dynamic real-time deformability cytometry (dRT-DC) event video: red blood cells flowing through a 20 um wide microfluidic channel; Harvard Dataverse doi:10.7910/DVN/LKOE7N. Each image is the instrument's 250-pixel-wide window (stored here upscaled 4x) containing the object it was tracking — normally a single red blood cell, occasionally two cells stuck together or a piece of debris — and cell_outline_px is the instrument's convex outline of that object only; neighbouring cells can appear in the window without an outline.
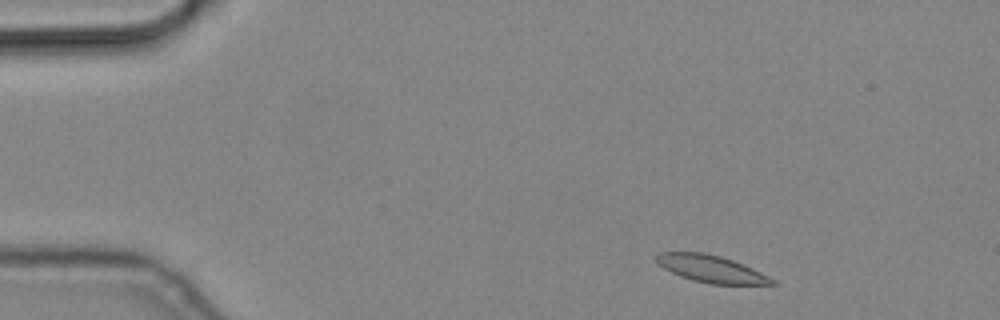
{"species": "common noctule bat (a hibernating species)", "species_latin": "Nyctalus noctula", "temperature_condition": "cold", "stored_images_in_passage": 3, "camera_frame_rate_fps": 3000, "um_per_image_px": 0.085, "animal": {"sex": "male", "body_mass_g": 19.2, "forearm_length_mm": 51.8}, "frame": {"image": 1, "passage_image": 1, "time_ms": 0.0, "image_size_px": [1000, 320], "cell_outline_px": [[780, 284], [708, 284], [692, 280], [680, 276], [656, 264], [656, 252], [704, 252], [720, 256], [732, 260], [752, 268], [776, 280]], "centroid_in_image_um": [60.42, 22.85], "position_along_channel_um": 24.6, "area_um2": 18.32}}